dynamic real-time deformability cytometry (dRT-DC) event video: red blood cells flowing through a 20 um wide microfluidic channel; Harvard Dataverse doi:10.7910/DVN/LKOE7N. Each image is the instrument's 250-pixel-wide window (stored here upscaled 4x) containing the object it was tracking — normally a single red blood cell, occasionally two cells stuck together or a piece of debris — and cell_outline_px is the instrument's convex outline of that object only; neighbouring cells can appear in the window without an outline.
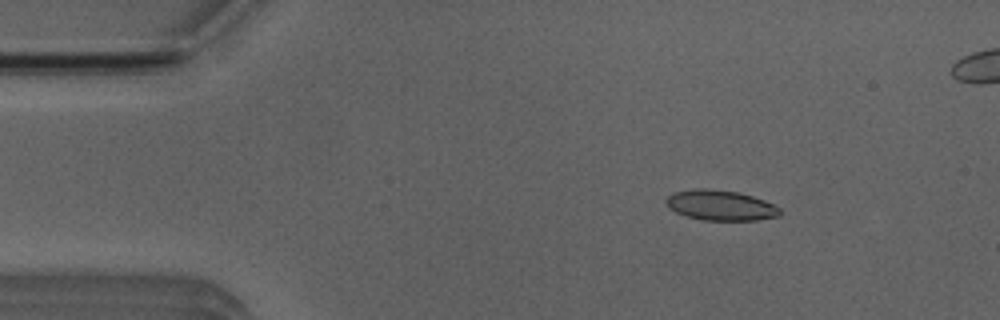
{"species": "Egyptian fruit bat (a non-hibernating species)", "species_latin": "Rousettus aegyptiacus", "temperature_condition": "room temperature", "stored_images_in_passage": 5, "camera_frame_rate_fps": 3000, "um_per_image_px": 0.085, "animal": {"sex": "male"}, "frame": {"image": 1, "passage_image": 2, "time_ms": 1.333, "image_size_px": [1000, 320], "cell_outline_px": [[780, 216], [756, 220], [700, 220], [676, 212], [668, 208], [664, 200], [672, 192], [696, 188], [708, 188], [736, 192], [752, 196], [764, 200], [780, 208]], "centroid_in_image_um": [61.2, 17.45], "position_along_channel_um": 23.8, "area_um2": 20.11}}